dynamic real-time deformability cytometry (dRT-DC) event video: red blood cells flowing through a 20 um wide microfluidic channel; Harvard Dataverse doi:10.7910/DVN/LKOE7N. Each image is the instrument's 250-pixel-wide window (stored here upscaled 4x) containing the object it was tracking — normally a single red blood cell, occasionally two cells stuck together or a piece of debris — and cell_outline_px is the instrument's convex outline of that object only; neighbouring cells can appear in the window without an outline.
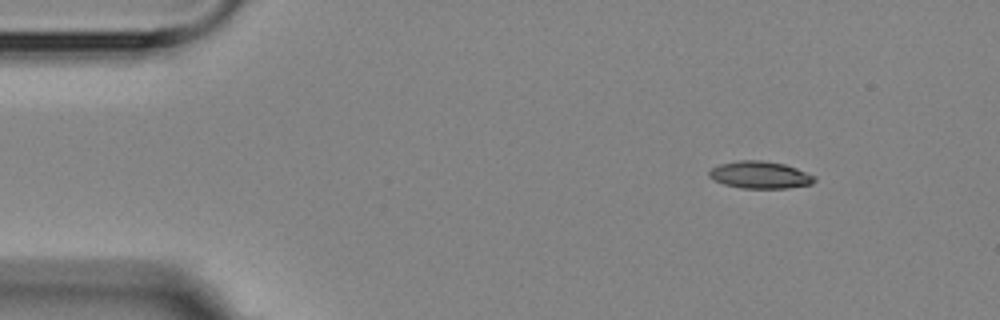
{"species": "Egyptian fruit bat (a non-hibernating species)", "species_latin": "Rousettus aegyptiacus", "temperature_condition": "room temperature", "stored_images_in_passage": 9, "camera_frame_rate_fps": 3000, "um_per_image_px": 0.085, "animal": {"sex": "female"}, "frame": {"image": 1, "passage_image": 1, "time_ms": 0.0, "image_size_px": [1000, 320], "cell_outline_px": [[816, 180], [812, 184], [788, 188], [744, 188], [724, 184], [708, 176], [708, 172], [712, 168], [720, 164], [740, 160], [764, 160], [784, 164], [796, 168], [816, 176]], "centroid_in_image_um": [64.63, 14.86], "position_along_channel_um": 20.4, "area_um2": 16.65}}
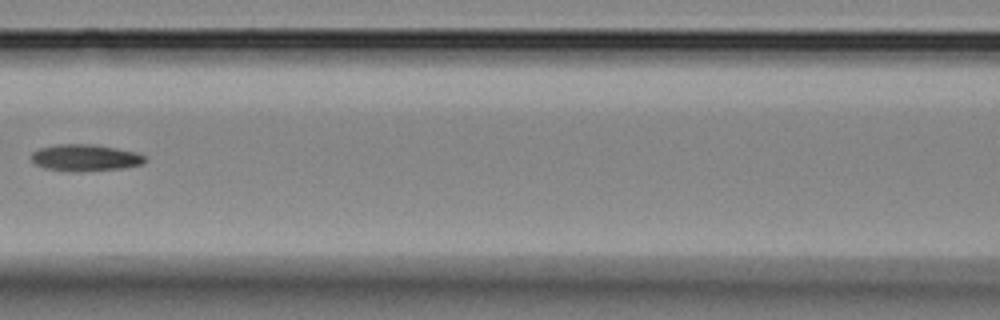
{"frame": {"image": 2, "passage_image": 6, "time_ms": 6.0, "image_size_px": [1000, 320], "cell_outline_px": [[144, 160], [140, 164], [124, 168], [80, 172], [72, 172], [44, 168], [36, 164], [32, 160], [32, 152], [40, 148], [60, 144], [92, 144], [116, 148], [136, 152], [144, 156]], "centroid_in_image_um": [7.21, 13.41], "position_along_channel_um": 159.4, "area_um2": 17.57}}
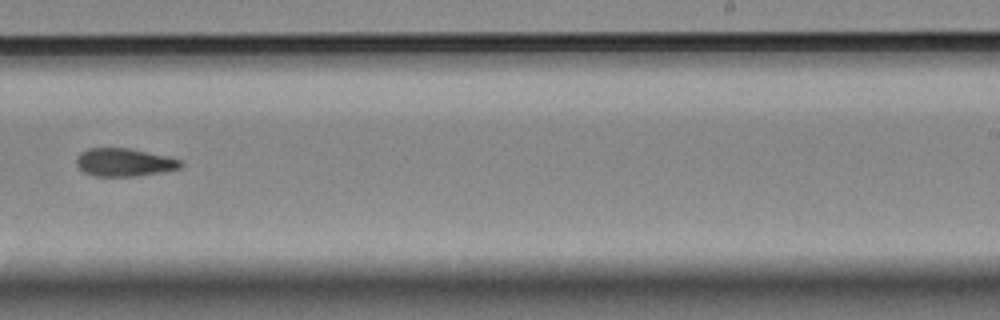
{"frame": {"image": 3, "passage_image": 9, "time_ms": 9.333, "image_size_px": [1000, 320], "cell_outline_px": [[184, 164], [180, 168], [164, 172], [136, 176], [96, 176], [84, 172], [76, 164], [76, 160], [80, 152], [88, 148], [128, 148], [168, 156], [180, 160]], "centroid_in_image_um": [10.58, 13.8], "position_along_channel_um": 278.4, "area_um2": 17.05}}